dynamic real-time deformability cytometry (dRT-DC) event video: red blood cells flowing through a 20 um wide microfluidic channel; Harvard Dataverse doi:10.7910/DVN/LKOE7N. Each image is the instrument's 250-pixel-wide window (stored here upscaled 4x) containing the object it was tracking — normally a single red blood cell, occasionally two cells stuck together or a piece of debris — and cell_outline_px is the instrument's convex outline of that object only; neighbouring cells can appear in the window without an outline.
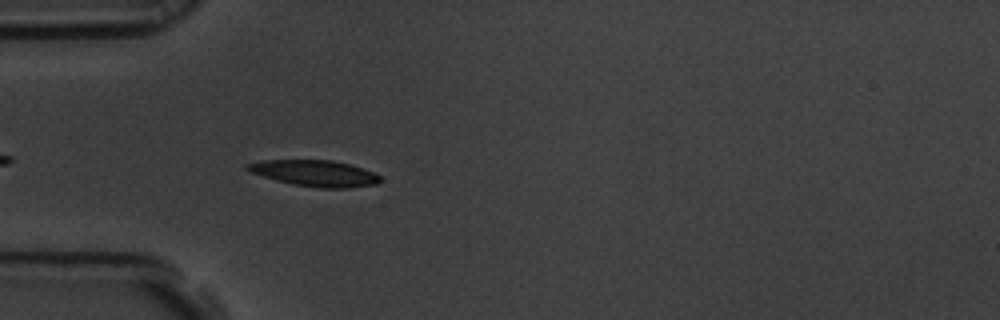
{"species": "common noctule bat (a hibernating species)", "species_latin": "Nyctalus noctula", "temperature_condition": "room temperature", "stored_images_in_passage": 6, "camera_frame_rate_fps": 3000, "um_per_image_px": 0.085, "animal": {"sex": "male", "body_mass_g": 19.5, "forearm_length_mm": 54.6}, "frame": {"image": 1, "passage_image": 6, "time_ms": 1.667, "image_size_px": [1000, 320], "cell_outline_px": [[380, 180], [376, 184], [348, 188], [320, 188], [292, 184], [276, 180], [252, 172], [244, 168], [244, 164], [264, 160], [332, 160], [348, 164], [372, 172], [380, 176]], "centroid_in_image_um": [26.73, 14.72], "position_along_channel_um": 58.3, "area_um2": 20.0}}